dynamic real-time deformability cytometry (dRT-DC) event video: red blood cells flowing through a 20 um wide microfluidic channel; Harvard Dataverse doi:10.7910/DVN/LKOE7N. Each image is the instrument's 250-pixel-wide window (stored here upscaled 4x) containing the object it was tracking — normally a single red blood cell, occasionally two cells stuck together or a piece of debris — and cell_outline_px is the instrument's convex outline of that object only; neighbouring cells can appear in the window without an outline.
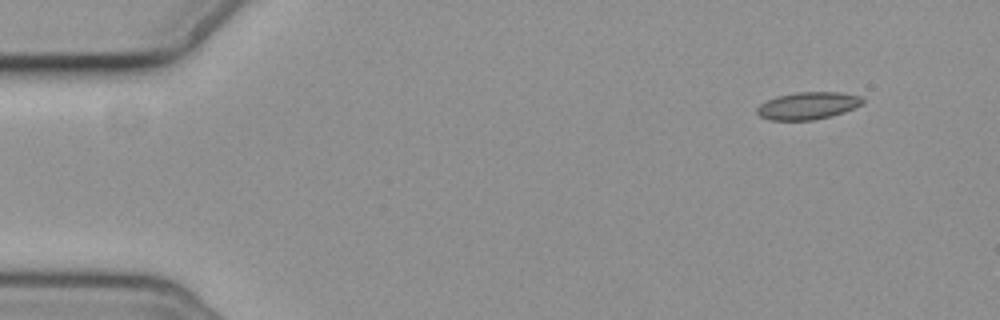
{"species": "common noctule bat (a hibernating species)", "species_latin": "Nyctalus noctula", "temperature_condition": "cold", "stored_images_in_passage": 4, "camera_frame_rate_fps": 3000, "um_per_image_px": 0.085, "animal": {"sex": "female", "body_mass_g": 19.3, "forearm_length_mm": 54.1}, "frame": {"image": 1, "passage_image": 1, "time_ms": 0.0, "image_size_px": [1000, 320], "cell_outline_px": [[864, 104], [844, 112], [832, 116], [812, 120], [768, 120], [760, 116], [756, 112], [756, 108], [760, 104], [776, 96], [796, 92], [840, 92], [860, 96], [864, 100]], "centroid_in_image_um": [68.67, 8.98], "position_along_channel_um": 16.3, "area_um2": 16.94}}
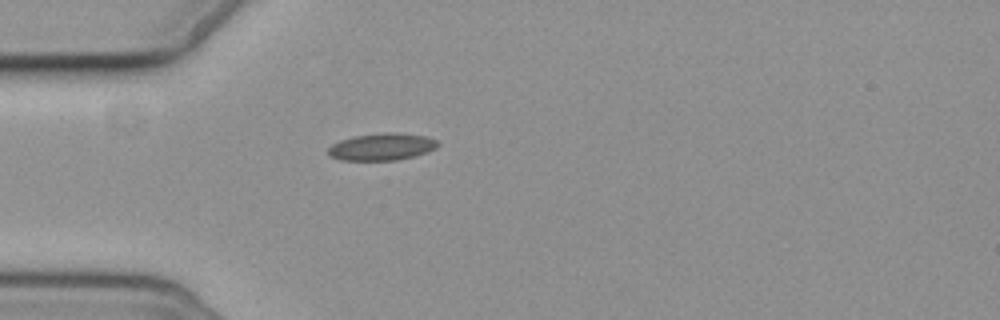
{"frame": {"image": 2, "passage_image": 4, "time_ms": 3.667, "image_size_px": [1000, 320], "cell_outline_px": [[440, 144], [436, 148], [428, 152], [416, 156], [396, 160], [340, 160], [332, 156], [328, 152], [328, 148], [332, 144], [340, 140], [356, 136], [384, 132], [396, 132], [428, 136], [436, 140]], "centroid_in_image_um": [32.51, 12.47], "position_along_channel_um": 52.5, "area_um2": 17.4}}